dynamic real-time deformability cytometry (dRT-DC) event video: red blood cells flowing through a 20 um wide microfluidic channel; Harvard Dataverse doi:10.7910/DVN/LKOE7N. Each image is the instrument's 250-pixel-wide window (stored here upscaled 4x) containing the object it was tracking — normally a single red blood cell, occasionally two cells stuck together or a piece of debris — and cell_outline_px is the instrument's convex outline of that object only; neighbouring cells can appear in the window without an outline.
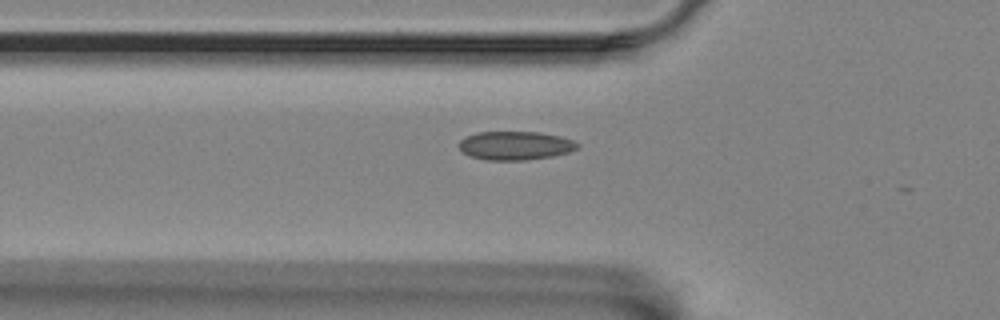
{"species": "Egyptian fruit bat (a non-hibernating species)", "species_latin": "Rousettus aegyptiacus", "temperature_condition": "room temperature", "stored_images_in_passage": 11, "camera_frame_rate_fps": 3000, "um_per_image_px": 0.085, "animal": {"sex": "female"}, "frame": {"image": 1, "passage_image": 2, "time_ms": 0.333, "image_size_px": [1000, 320], "cell_outline_px": [[580, 148], [568, 152], [552, 156], [524, 160], [484, 160], [472, 156], [464, 152], [456, 144], [460, 140], [476, 132], [540, 132], [560, 136], [572, 140], [580, 144]], "centroid_in_image_um": [43.81, 12.37], "position_along_channel_um": 82.0, "area_um2": 19.77}}
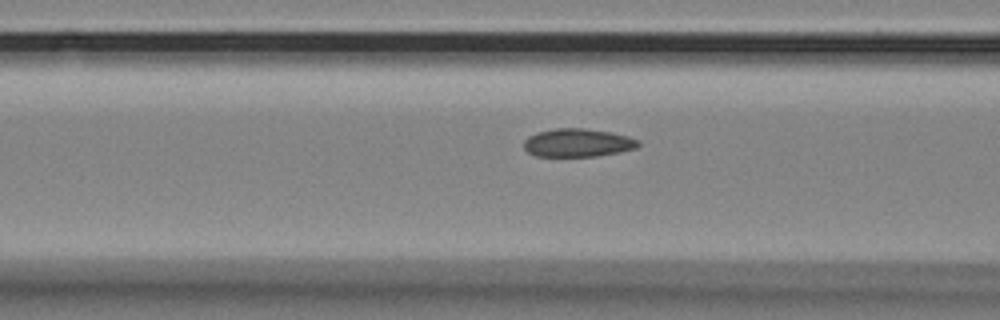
{"frame": {"image": 2, "passage_image": 5, "time_ms": 1.333, "image_size_px": [1000, 320], "cell_outline_px": [[640, 144], [636, 148], [620, 152], [596, 156], [536, 156], [528, 152], [524, 148], [524, 140], [528, 136], [536, 132], [556, 128], [584, 128], [612, 132], [628, 136], [640, 140]], "centroid_in_image_um": [49.12, 12.13], "position_along_channel_um": 117.5, "area_um2": 18.96}}
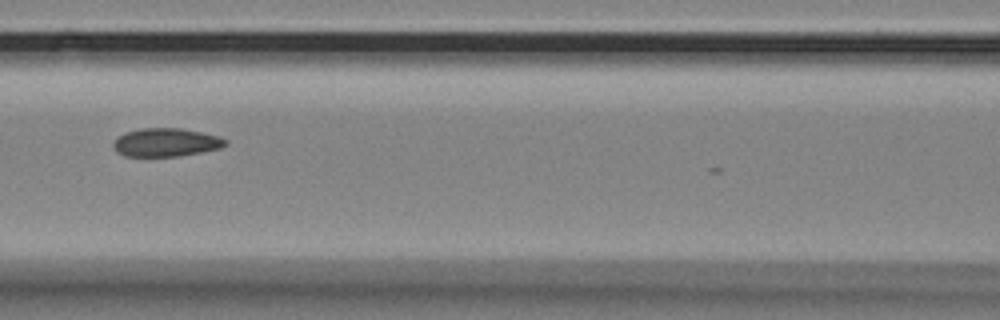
{"frame": {"image": 3, "passage_image": 8, "time_ms": 2.333, "image_size_px": [1000, 320], "cell_outline_px": [[228, 144], [220, 148], [180, 156], [124, 156], [116, 152], [112, 148], [112, 140], [116, 136], [124, 132], [140, 128], [180, 128], [220, 136], [228, 140]], "centroid_in_image_um": [14.05, 12.1], "position_along_channel_um": 152.6, "area_um2": 18.84}}